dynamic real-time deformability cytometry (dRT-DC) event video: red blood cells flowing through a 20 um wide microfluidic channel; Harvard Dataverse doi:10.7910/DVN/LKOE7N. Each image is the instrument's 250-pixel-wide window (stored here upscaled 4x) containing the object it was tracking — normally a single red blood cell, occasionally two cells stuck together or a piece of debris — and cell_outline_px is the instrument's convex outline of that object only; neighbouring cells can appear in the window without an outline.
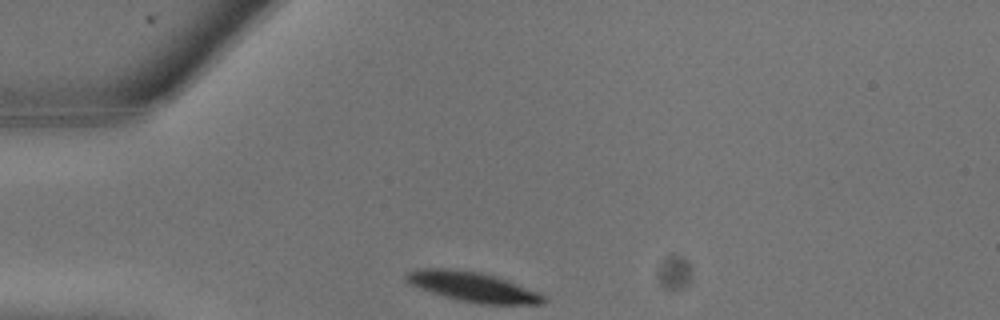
{"species": "common noctule bat (a hibernating species)", "species_latin": "Nyctalus noctula", "temperature_condition": "warm", "stored_images_in_passage": 10, "camera_frame_rate_fps": 3000, "um_per_image_px": 0.085, "animal": {"sex": "male", "body_mass_g": 13.3}, "frame": {"image": 1, "passage_image": 1, "time_ms": 0.0, "image_size_px": [1000, 320], "cell_outline_px": [[548, 300], [544, 304], [480, 304], [460, 300], [432, 292], [412, 284], [404, 280], [404, 276], [408, 272], [416, 268], [452, 268], [480, 272], [496, 276], [540, 292], [548, 296]], "centroid_in_image_um": [40.26, 24.37], "position_along_channel_um": 44.7, "area_um2": 23.93}}
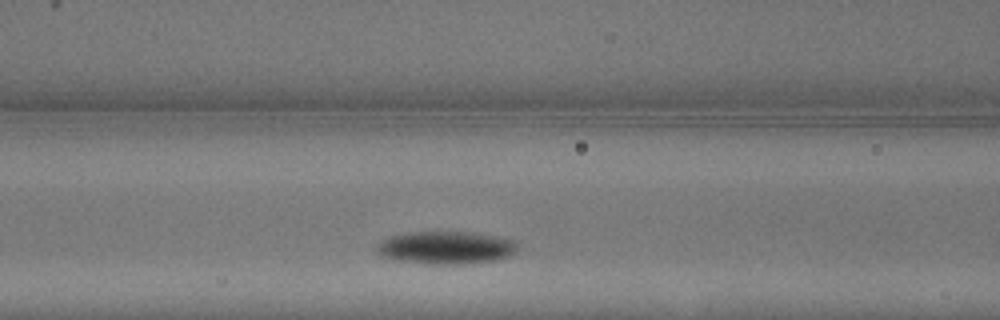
{"frame": {"image": 2, "passage_image": 5, "time_ms": 1.333, "image_size_px": [1000, 320], "cell_outline_px": [[516, 248], [508, 256], [496, 260], [464, 264], [428, 264], [396, 260], [380, 256], [376, 252], [376, 248], [388, 236], [408, 232], [476, 232], [516, 240]], "centroid_in_image_um": [37.88, 21.05], "position_along_channel_um": 128.7, "area_um2": 26.93}}
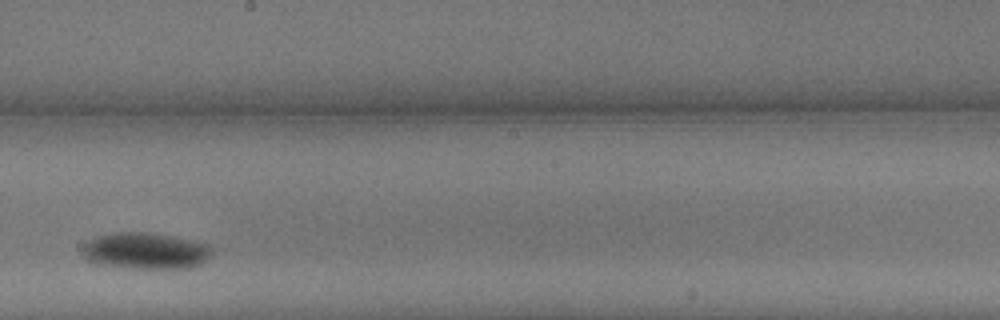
{"frame": {"image": 3, "passage_image": 9, "time_ms": 2.667, "image_size_px": [1000, 320], "cell_outline_px": [[212, 252], [200, 264], [188, 268], [128, 268], [104, 264], [88, 260], [80, 252], [84, 244], [96, 236], [116, 232], [148, 232], [196, 240], [212, 244]], "centroid_in_image_um": [12.4, 21.3], "position_along_channel_um": 235.8, "area_um2": 27.57}}